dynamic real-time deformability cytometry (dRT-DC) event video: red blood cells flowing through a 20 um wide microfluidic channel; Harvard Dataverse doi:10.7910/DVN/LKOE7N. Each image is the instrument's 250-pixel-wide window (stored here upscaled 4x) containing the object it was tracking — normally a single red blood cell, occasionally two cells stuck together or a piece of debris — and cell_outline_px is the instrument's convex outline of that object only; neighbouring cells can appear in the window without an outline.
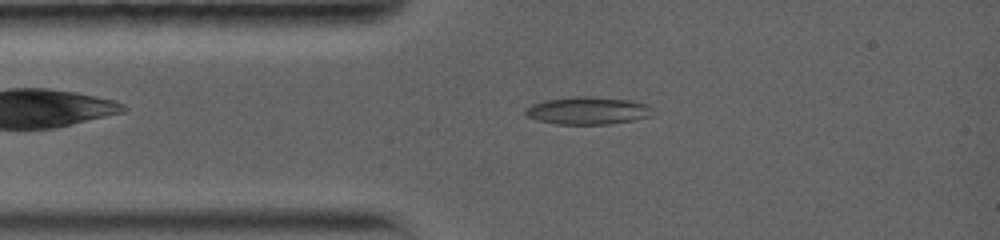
{"species": "common noctule bat (a hibernating species)", "species_latin": "Nyctalus noctula", "temperature_condition": "warm", "stored_images_in_passage": 84, "camera_frame_rate_fps": 5000, "um_per_image_px": 0.085, "animal": {"sex": "female", "body_mass_g": 19.0, "forearm_length_mm": 56.7}, "frame": {"image": 1, "passage_image": 12, "time_ms": 2.2, "image_size_px": [1000, 240], "cell_outline_px": [[652, 108], [648, 116], [632, 120], [608, 124], [556, 124], [536, 120], [528, 116], [524, 112], [532, 104], [544, 100], [576, 96], [584, 96], [628, 100], [648, 104]], "centroid_in_image_um": [49.92, 9.4], "position_along_channel_um": 35.1, "area_um2": 20.11}}
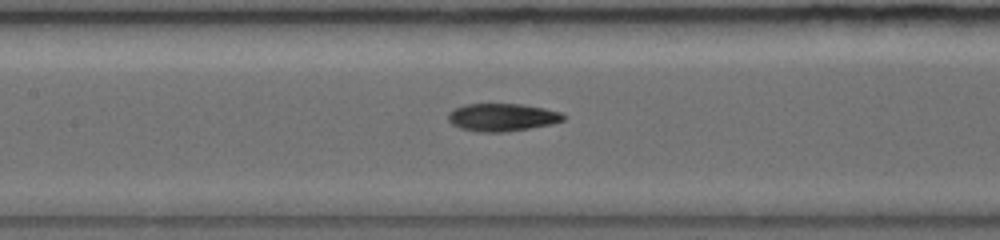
{"frame": {"image": 2, "passage_image": 30, "time_ms": 5.8, "image_size_px": [1000, 240], "cell_outline_px": [[564, 120], [548, 124], [528, 128], [504, 132], [480, 132], [460, 128], [452, 124], [448, 120], [448, 112], [452, 108], [464, 104], [520, 104], [544, 108], [560, 112], [564, 116]], "centroid_in_image_um": [42.61, 9.96], "position_along_channel_um": 164.8, "area_um2": 18.5}}
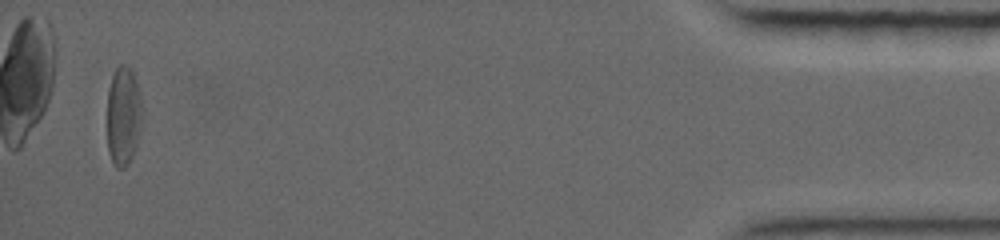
{"frame": {"image": 3, "passage_image": 78, "time_ms": 15.4, "image_size_px": [1000, 240], "cell_outline_px": [[144, 120], [132, 156], [128, 164], [124, 168], [116, 168], [108, 152], [108, 88], [112, 76], [116, 68], [120, 64], [124, 64], [132, 72], [136, 84], [140, 100]], "centroid_in_image_um": [10.49, 9.89], "position_along_channel_um": 424.7, "area_um2": 20.11}, "authors_computed_cell_mechanics": {"area_um2": 18.9873, "velocity_mm_per_s": 3.8339, "shape_relaxation_time_tau1_ms": null, "shape_relaxation_time_tau2_ms": 5.3711, "deformation_change_tau1": null, "deformation_change_tau2": 0.1399}}